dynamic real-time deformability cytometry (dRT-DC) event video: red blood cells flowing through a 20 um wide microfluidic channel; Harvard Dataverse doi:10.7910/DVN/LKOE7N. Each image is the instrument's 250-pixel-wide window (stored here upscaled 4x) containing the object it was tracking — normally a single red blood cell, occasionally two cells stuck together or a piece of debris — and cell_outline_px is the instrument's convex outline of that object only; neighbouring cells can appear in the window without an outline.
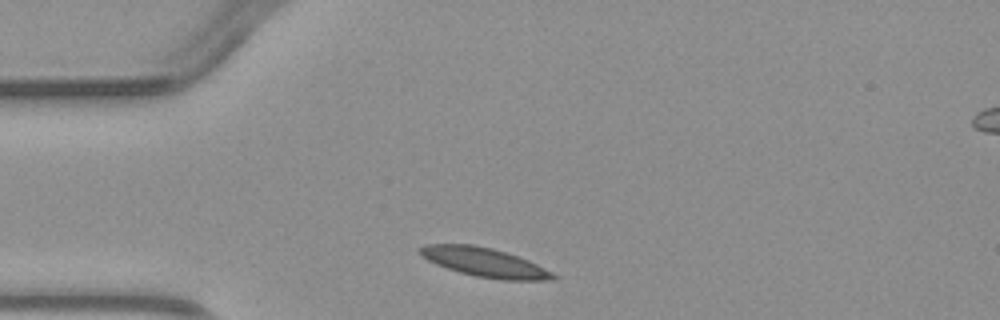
{"species": "common noctule bat (a hibernating species)", "species_latin": "Nyctalus noctula", "temperature_condition": "warm", "stored_images_in_passage": 2, "camera_frame_rate_fps": 3000, "um_per_image_px": 0.085, "animal": {"sex": "male", "body_mass_g": 23.1, "forearm_length_mm": 52.7}, "frame": {"image": 1, "passage_image": 1, "time_ms": 0.0, "image_size_px": [1000, 320], "cell_outline_px": [[560, 276], [556, 280], [504, 280], [476, 276], [460, 272], [436, 264], [420, 256], [420, 248], [424, 244], [472, 244], [492, 248], [528, 260]], "centroid_in_image_um": [41.21, 22.3], "position_along_channel_um": 43.8, "area_um2": 22.37}}